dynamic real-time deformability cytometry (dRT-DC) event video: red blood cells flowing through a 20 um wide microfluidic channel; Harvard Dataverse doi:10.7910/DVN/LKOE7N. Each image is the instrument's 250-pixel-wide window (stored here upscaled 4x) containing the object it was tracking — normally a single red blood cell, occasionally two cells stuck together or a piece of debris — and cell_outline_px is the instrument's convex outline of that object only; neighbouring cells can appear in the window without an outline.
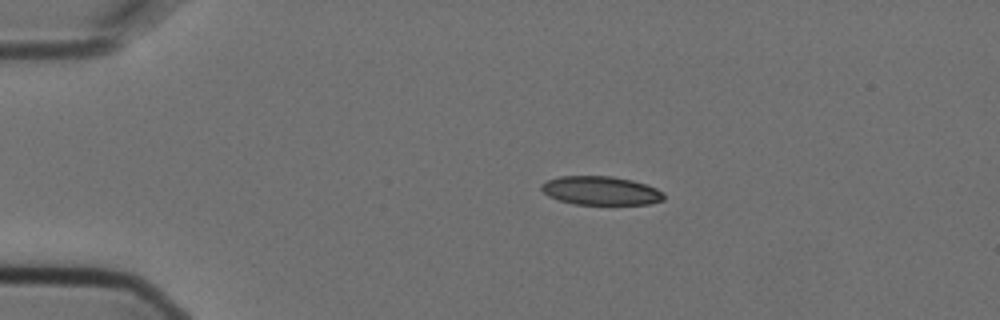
{"species": "Egyptian fruit bat (a non-hibernating species)", "species_latin": "Rousettus aegyptiacus", "temperature_condition": "cold", "stored_images_in_passage": 3, "camera_frame_rate_fps": 3000, "um_per_image_px": 0.085, "animal": {"sex": "female"}, "frame": {"image": 1, "passage_image": 2, "time_ms": 0.333, "image_size_px": [1000, 320], "cell_outline_px": [[664, 200], [648, 204], [576, 204], [560, 200], [548, 196], [540, 188], [540, 184], [548, 180], [560, 176], [612, 176], [632, 180], [656, 188], [664, 192]], "centroid_in_image_um": [51.07, 16.2], "position_along_channel_um": 33.9, "area_um2": 20.4}}